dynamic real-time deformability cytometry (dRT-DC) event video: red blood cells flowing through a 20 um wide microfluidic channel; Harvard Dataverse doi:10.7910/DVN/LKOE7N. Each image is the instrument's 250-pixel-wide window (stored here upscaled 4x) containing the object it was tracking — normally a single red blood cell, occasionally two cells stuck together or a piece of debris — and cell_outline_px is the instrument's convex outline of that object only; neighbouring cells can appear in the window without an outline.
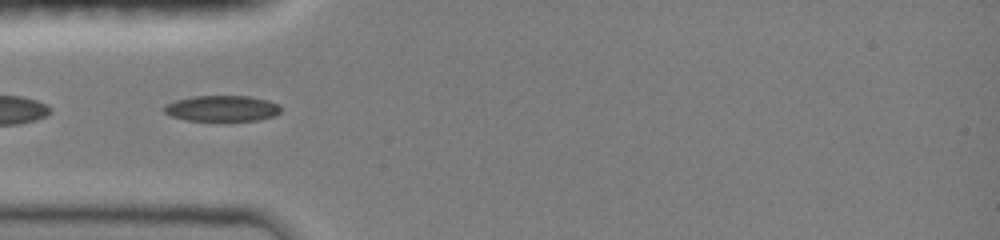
{"species": "common noctule bat (a hibernating species)", "species_latin": "Nyctalus noctula", "temperature_condition": "room temperature", "stored_images_in_passage": 44, "camera_frame_rate_fps": 3000, "um_per_image_px": 0.085, "animal": {"sex": "female", "body_mass_g": 19.0, "forearm_length_mm": 51.5}, "frame": {"image": 1, "passage_image": 6, "time_ms": 1.333, "image_size_px": [1000, 240], "cell_outline_px": [[280, 112], [272, 116], [256, 120], [188, 120], [172, 116], [164, 112], [164, 104], [176, 100], [192, 96], [248, 96], [268, 100], [276, 104], [280, 108]], "centroid_in_image_um": [18.83, 9.2], "position_along_channel_um": 66.2, "area_um2": 17.28}}
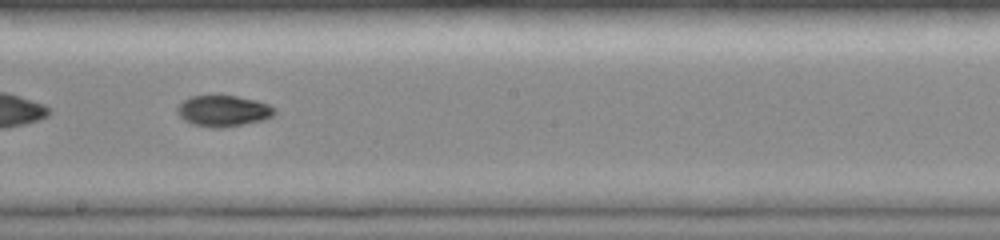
{"frame": {"image": 2, "passage_image": 21, "time_ms": 5.333, "image_size_px": [1000, 240], "cell_outline_px": [[276, 112], [272, 116], [264, 120], [244, 124], [220, 128], [216, 128], [192, 124], [184, 120], [176, 112], [176, 108], [184, 100], [192, 96], [236, 96], [256, 100], [268, 104], [276, 108]], "centroid_in_image_um": [18.99, 9.43], "position_along_channel_um": 229.2, "area_um2": 17.57}}
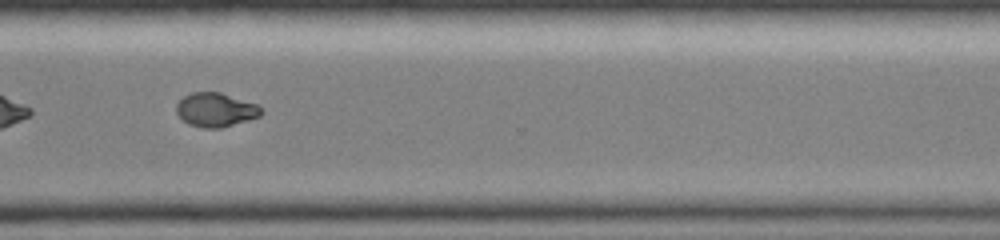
{"frame": {"image": 3, "passage_image": 32, "time_ms": 8.333, "image_size_px": [1000, 240], "cell_outline_px": [[264, 112], [260, 116], [248, 120], [220, 128], [204, 128], [188, 124], [176, 112], [176, 104], [184, 96], [192, 92], [220, 92], [256, 104]], "centroid_in_image_um": [18.32, 9.33], "position_along_channel_um": 352.3, "area_um2": 16.65}, "authors_computed_cell_mechanics": {"area_um2": 17.4556, "velocity_mm_per_s": 4.0866, "shape_relaxation_time_tau1_ms": null, "shape_relaxation_time_tau2_ms": 2.5849, "deformation_change_tau1": null, "deformation_change_tau2": 0.0465}}